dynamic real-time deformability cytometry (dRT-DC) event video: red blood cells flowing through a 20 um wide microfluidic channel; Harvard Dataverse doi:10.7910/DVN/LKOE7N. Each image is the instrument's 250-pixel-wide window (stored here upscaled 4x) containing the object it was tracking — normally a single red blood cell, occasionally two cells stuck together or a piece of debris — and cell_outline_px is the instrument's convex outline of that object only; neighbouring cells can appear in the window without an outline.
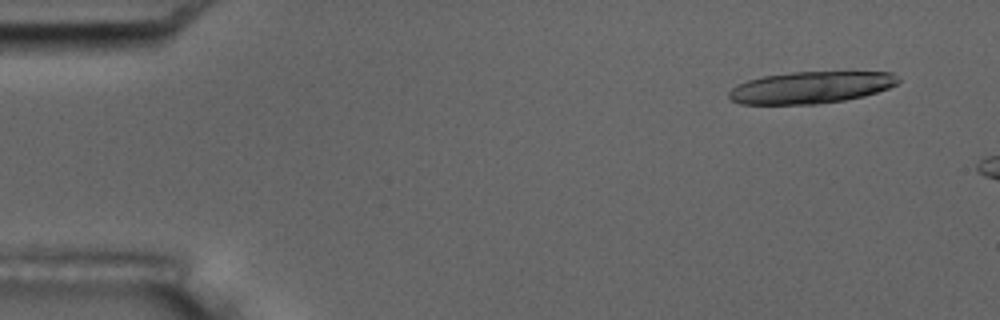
{"species": "common noctule bat (a hibernating species)", "species_latin": "Nyctalus noctula", "temperature_condition": "room temperature", "stored_images_in_passage": 5, "camera_frame_rate_fps": 3000, "um_per_image_px": 0.085, "animal": {"sex": "male", "body_mass_g": 17.5, "forearm_length_mm": 52.3}, "frame": {"image": 1, "passage_image": 1, "time_ms": 0.0, "image_size_px": [1000, 320], "cell_outline_px": [[900, 80], [896, 84], [888, 88], [864, 96], [844, 100], [816, 104], [740, 104], [732, 100], [728, 96], [728, 92], [736, 84], [748, 80], [764, 76], [792, 72], [892, 72]], "centroid_in_image_um": [68.89, 7.43], "position_along_channel_um": 16.1, "area_um2": 31.33}}